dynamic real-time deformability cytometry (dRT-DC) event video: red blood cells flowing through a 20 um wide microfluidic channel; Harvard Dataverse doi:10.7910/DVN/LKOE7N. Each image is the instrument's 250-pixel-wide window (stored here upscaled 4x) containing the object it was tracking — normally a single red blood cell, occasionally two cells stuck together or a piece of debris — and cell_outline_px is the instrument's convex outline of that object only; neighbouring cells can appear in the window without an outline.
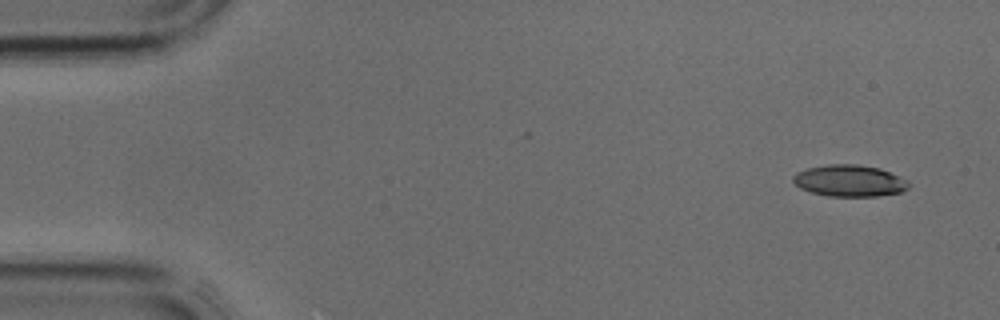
{"species": "common noctule bat (a hibernating species)", "species_latin": "Nyctalus noctula", "temperature_condition": "cold", "stored_images_in_passage": 3, "camera_frame_rate_fps": 3000, "um_per_image_px": 0.085, "animal": {"sex": "male", "body_mass_g": 17.9, "forearm_length_mm": 54.2}, "frame": {"image": 1, "passage_image": 1, "time_ms": 0.0, "image_size_px": [1000, 320], "cell_outline_px": [[908, 188], [900, 192], [876, 196], [828, 196], [812, 192], [800, 188], [792, 180], [792, 176], [796, 172], [808, 168], [828, 164], [856, 164], [880, 168], [908, 180]], "centroid_in_image_um": [72.19, 15.36], "position_along_channel_um": 12.8, "area_um2": 21.21}}